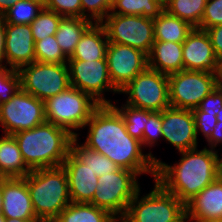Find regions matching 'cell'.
Wrapping results in <instances>:
<instances>
[{"mask_svg":"<svg viewBox=\"0 0 222 222\" xmlns=\"http://www.w3.org/2000/svg\"><path fill=\"white\" fill-rule=\"evenodd\" d=\"M192 112L195 119L197 137L201 132L205 140H207L217 125L216 114L202 112L199 108L193 109Z\"/></svg>","mask_w":222,"mask_h":222,"instance_id":"f35d334b","label":"cell"},{"mask_svg":"<svg viewBox=\"0 0 222 222\" xmlns=\"http://www.w3.org/2000/svg\"><path fill=\"white\" fill-rule=\"evenodd\" d=\"M5 222H41V221L38 219L6 218Z\"/></svg>","mask_w":222,"mask_h":222,"instance_id":"f6af8a7d","label":"cell"},{"mask_svg":"<svg viewBox=\"0 0 222 222\" xmlns=\"http://www.w3.org/2000/svg\"><path fill=\"white\" fill-rule=\"evenodd\" d=\"M205 31L210 37L214 54L219 60L222 59V24L210 27Z\"/></svg>","mask_w":222,"mask_h":222,"instance_id":"60d3db41","label":"cell"},{"mask_svg":"<svg viewBox=\"0 0 222 222\" xmlns=\"http://www.w3.org/2000/svg\"><path fill=\"white\" fill-rule=\"evenodd\" d=\"M128 95L125 104L153 112L170 107L168 75L147 67L119 91Z\"/></svg>","mask_w":222,"mask_h":222,"instance_id":"30bf717a","label":"cell"},{"mask_svg":"<svg viewBox=\"0 0 222 222\" xmlns=\"http://www.w3.org/2000/svg\"><path fill=\"white\" fill-rule=\"evenodd\" d=\"M82 18L93 23H101L111 12L112 4L109 0H81Z\"/></svg>","mask_w":222,"mask_h":222,"instance_id":"e575fe53","label":"cell"},{"mask_svg":"<svg viewBox=\"0 0 222 222\" xmlns=\"http://www.w3.org/2000/svg\"><path fill=\"white\" fill-rule=\"evenodd\" d=\"M3 208V195H2V178H0V213Z\"/></svg>","mask_w":222,"mask_h":222,"instance_id":"7dc6e473","label":"cell"},{"mask_svg":"<svg viewBox=\"0 0 222 222\" xmlns=\"http://www.w3.org/2000/svg\"><path fill=\"white\" fill-rule=\"evenodd\" d=\"M67 64L71 87L88 94L100 105L113 104L104 97L105 92L119 94L111 82L106 57L94 61L68 60Z\"/></svg>","mask_w":222,"mask_h":222,"instance_id":"4fadbf2b","label":"cell"},{"mask_svg":"<svg viewBox=\"0 0 222 222\" xmlns=\"http://www.w3.org/2000/svg\"><path fill=\"white\" fill-rule=\"evenodd\" d=\"M164 11V0H117L110 13L155 19Z\"/></svg>","mask_w":222,"mask_h":222,"instance_id":"f1b7e54d","label":"cell"},{"mask_svg":"<svg viewBox=\"0 0 222 222\" xmlns=\"http://www.w3.org/2000/svg\"><path fill=\"white\" fill-rule=\"evenodd\" d=\"M5 27L6 22L3 16H0V67L4 66V51H5Z\"/></svg>","mask_w":222,"mask_h":222,"instance_id":"7bdbcfd3","label":"cell"},{"mask_svg":"<svg viewBox=\"0 0 222 222\" xmlns=\"http://www.w3.org/2000/svg\"><path fill=\"white\" fill-rule=\"evenodd\" d=\"M26 183L35 215L41 222H53L71 203L63 166L32 170L26 176Z\"/></svg>","mask_w":222,"mask_h":222,"instance_id":"277c9868","label":"cell"},{"mask_svg":"<svg viewBox=\"0 0 222 222\" xmlns=\"http://www.w3.org/2000/svg\"><path fill=\"white\" fill-rule=\"evenodd\" d=\"M114 218L91 203L71 202L53 222H111Z\"/></svg>","mask_w":222,"mask_h":222,"instance_id":"484cf974","label":"cell"},{"mask_svg":"<svg viewBox=\"0 0 222 222\" xmlns=\"http://www.w3.org/2000/svg\"><path fill=\"white\" fill-rule=\"evenodd\" d=\"M154 188L141 196V189L129 203L125 222H188L185 205L156 180Z\"/></svg>","mask_w":222,"mask_h":222,"instance_id":"8992f818","label":"cell"},{"mask_svg":"<svg viewBox=\"0 0 222 222\" xmlns=\"http://www.w3.org/2000/svg\"><path fill=\"white\" fill-rule=\"evenodd\" d=\"M92 23L87 18L63 17L61 19L55 37L68 58L74 53L81 36Z\"/></svg>","mask_w":222,"mask_h":222,"instance_id":"d4e9b609","label":"cell"},{"mask_svg":"<svg viewBox=\"0 0 222 222\" xmlns=\"http://www.w3.org/2000/svg\"><path fill=\"white\" fill-rule=\"evenodd\" d=\"M207 0H164V10L198 28Z\"/></svg>","mask_w":222,"mask_h":222,"instance_id":"83f0119b","label":"cell"},{"mask_svg":"<svg viewBox=\"0 0 222 222\" xmlns=\"http://www.w3.org/2000/svg\"><path fill=\"white\" fill-rule=\"evenodd\" d=\"M189 222H222V218L219 219H200V220H188Z\"/></svg>","mask_w":222,"mask_h":222,"instance_id":"bcb514c9","label":"cell"},{"mask_svg":"<svg viewBox=\"0 0 222 222\" xmlns=\"http://www.w3.org/2000/svg\"><path fill=\"white\" fill-rule=\"evenodd\" d=\"M169 102L174 108L193 110L221 84L218 72L188 71L168 75Z\"/></svg>","mask_w":222,"mask_h":222,"instance_id":"ba28073f","label":"cell"},{"mask_svg":"<svg viewBox=\"0 0 222 222\" xmlns=\"http://www.w3.org/2000/svg\"><path fill=\"white\" fill-rule=\"evenodd\" d=\"M88 127L87 148L108 157L119 168L136 172L138 175L151 174L155 180L156 166L160 159L149 153H143L142 143L131 137L123 117L112 105H100L89 118L84 128Z\"/></svg>","mask_w":222,"mask_h":222,"instance_id":"6da1fadb","label":"cell"},{"mask_svg":"<svg viewBox=\"0 0 222 222\" xmlns=\"http://www.w3.org/2000/svg\"><path fill=\"white\" fill-rule=\"evenodd\" d=\"M43 8L44 6L37 1L19 0L3 14V18L9 24L30 25Z\"/></svg>","mask_w":222,"mask_h":222,"instance_id":"4dcf8cb0","label":"cell"},{"mask_svg":"<svg viewBox=\"0 0 222 222\" xmlns=\"http://www.w3.org/2000/svg\"><path fill=\"white\" fill-rule=\"evenodd\" d=\"M217 122H222V108L220 109V111L217 113Z\"/></svg>","mask_w":222,"mask_h":222,"instance_id":"681fc988","label":"cell"},{"mask_svg":"<svg viewBox=\"0 0 222 222\" xmlns=\"http://www.w3.org/2000/svg\"><path fill=\"white\" fill-rule=\"evenodd\" d=\"M112 106L123 117L128 134L139 140L143 146V131L145 123L154 112L135 108L127 104H122L120 108L117 105L115 106V104H112Z\"/></svg>","mask_w":222,"mask_h":222,"instance_id":"f546056e","label":"cell"},{"mask_svg":"<svg viewBox=\"0 0 222 222\" xmlns=\"http://www.w3.org/2000/svg\"><path fill=\"white\" fill-rule=\"evenodd\" d=\"M18 1L19 0H0V16H3V14Z\"/></svg>","mask_w":222,"mask_h":222,"instance_id":"ee69618b","label":"cell"},{"mask_svg":"<svg viewBox=\"0 0 222 222\" xmlns=\"http://www.w3.org/2000/svg\"><path fill=\"white\" fill-rule=\"evenodd\" d=\"M21 88L18 70L0 67V105L7 102Z\"/></svg>","mask_w":222,"mask_h":222,"instance_id":"836d02e7","label":"cell"},{"mask_svg":"<svg viewBox=\"0 0 222 222\" xmlns=\"http://www.w3.org/2000/svg\"><path fill=\"white\" fill-rule=\"evenodd\" d=\"M162 139L178 152L197 148L198 138L192 110L168 107L162 111Z\"/></svg>","mask_w":222,"mask_h":222,"instance_id":"9a60e30c","label":"cell"},{"mask_svg":"<svg viewBox=\"0 0 222 222\" xmlns=\"http://www.w3.org/2000/svg\"><path fill=\"white\" fill-rule=\"evenodd\" d=\"M62 18L60 14L44 7L30 24L34 42L55 35Z\"/></svg>","mask_w":222,"mask_h":222,"instance_id":"1f68e13d","label":"cell"},{"mask_svg":"<svg viewBox=\"0 0 222 222\" xmlns=\"http://www.w3.org/2000/svg\"><path fill=\"white\" fill-rule=\"evenodd\" d=\"M206 147L179 152L182 156L174 165L161 161L156 166L155 180L184 205L219 177L220 156Z\"/></svg>","mask_w":222,"mask_h":222,"instance_id":"7a4b0ae2","label":"cell"},{"mask_svg":"<svg viewBox=\"0 0 222 222\" xmlns=\"http://www.w3.org/2000/svg\"><path fill=\"white\" fill-rule=\"evenodd\" d=\"M62 166L68 177L71 202L91 203L98 187L97 175L71 152H69Z\"/></svg>","mask_w":222,"mask_h":222,"instance_id":"d6986e66","label":"cell"},{"mask_svg":"<svg viewBox=\"0 0 222 222\" xmlns=\"http://www.w3.org/2000/svg\"><path fill=\"white\" fill-rule=\"evenodd\" d=\"M44 7L62 17L82 18L81 0H47Z\"/></svg>","mask_w":222,"mask_h":222,"instance_id":"8d00e7d4","label":"cell"},{"mask_svg":"<svg viewBox=\"0 0 222 222\" xmlns=\"http://www.w3.org/2000/svg\"><path fill=\"white\" fill-rule=\"evenodd\" d=\"M32 1H37L41 3L43 6H45V4L47 3V0H32Z\"/></svg>","mask_w":222,"mask_h":222,"instance_id":"f5cc1de1","label":"cell"},{"mask_svg":"<svg viewBox=\"0 0 222 222\" xmlns=\"http://www.w3.org/2000/svg\"><path fill=\"white\" fill-rule=\"evenodd\" d=\"M108 42L103 25L92 23L81 36L74 53L68 60L94 61L104 59Z\"/></svg>","mask_w":222,"mask_h":222,"instance_id":"7402d4cb","label":"cell"},{"mask_svg":"<svg viewBox=\"0 0 222 222\" xmlns=\"http://www.w3.org/2000/svg\"><path fill=\"white\" fill-rule=\"evenodd\" d=\"M79 137H74L70 146V152L83 164L93 171L97 177L103 174L115 172L119 167L108 157L93 151L78 141Z\"/></svg>","mask_w":222,"mask_h":222,"instance_id":"4316f807","label":"cell"},{"mask_svg":"<svg viewBox=\"0 0 222 222\" xmlns=\"http://www.w3.org/2000/svg\"><path fill=\"white\" fill-rule=\"evenodd\" d=\"M182 43L155 41L148 55V67L170 75L183 70Z\"/></svg>","mask_w":222,"mask_h":222,"instance_id":"44dd1931","label":"cell"},{"mask_svg":"<svg viewBox=\"0 0 222 222\" xmlns=\"http://www.w3.org/2000/svg\"><path fill=\"white\" fill-rule=\"evenodd\" d=\"M111 222H125L123 217H115Z\"/></svg>","mask_w":222,"mask_h":222,"instance_id":"816d5d0a","label":"cell"},{"mask_svg":"<svg viewBox=\"0 0 222 222\" xmlns=\"http://www.w3.org/2000/svg\"><path fill=\"white\" fill-rule=\"evenodd\" d=\"M35 61L42 63H68V57L57 43L55 35L35 42Z\"/></svg>","mask_w":222,"mask_h":222,"instance_id":"d6a6232c","label":"cell"},{"mask_svg":"<svg viewBox=\"0 0 222 222\" xmlns=\"http://www.w3.org/2000/svg\"><path fill=\"white\" fill-rule=\"evenodd\" d=\"M182 45L183 70L218 72L219 59L205 30L193 28Z\"/></svg>","mask_w":222,"mask_h":222,"instance_id":"e0dca14e","label":"cell"},{"mask_svg":"<svg viewBox=\"0 0 222 222\" xmlns=\"http://www.w3.org/2000/svg\"><path fill=\"white\" fill-rule=\"evenodd\" d=\"M31 171L14 136L3 134L0 137V178L26 177Z\"/></svg>","mask_w":222,"mask_h":222,"instance_id":"603a6c76","label":"cell"},{"mask_svg":"<svg viewBox=\"0 0 222 222\" xmlns=\"http://www.w3.org/2000/svg\"><path fill=\"white\" fill-rule=\"evenodd\" d=\"M188 220L222 218V178L217 177L186 205Z\"/></svg>","mask_w":222,"mask_h":222,"instance_id":"ffe728a7","label":"cell"},{"mask_svg":"<svg viewBox=\"0 0 222 222\" xmlns=\"http://www.w3.org/2000/svg\"><path fill=\"white\" fill-rule=\"evenodd\" d=\"M208 146L212 150L215 149L219 144L222 145V122H217V125L214 127L210 137L206 140Z\"/></svg>","mask_w":222,"mask_h":222,"instance_id":"b9f144b4","label":"cell"},{"mask_svg":"<svg viewBox=\"0 0 222 222\" xmlns=\"http://www.w3.org/2000/svg\"><path fill=\"white\" fill-rule=\"evenodd\" d=\"M13 136L31 170L62 166L74 138L67 130L47 121Z\"/></svg>","mask_w":222,"mask_h":222,"instance_id":"3957f363","label":"cell"},{"mask_svg":"<svg viewBox=\"0 0 222 222\" xmlns=\"http://www.w3.org/2000/svg\"><path fill=\"white\" fill-rule=\"evenodd\" d=\"M4 45V67L19 70L35 62V42L30 25L6 23Z\"/></svg>","mask_w":222,"mask_h":222,"instance_id":"2e32d148","label":"cell"},{"mask_svg":"<svg viewBox=\"0 0 222 222\" xmlns=\"http://www.w3.org/2000/svg\"><path fill=\"white\" fill-rule=\"evenodd\" d=\"M101 24L109 42L128 45L150 54L155 42L152 18L109 13Z\"/></svg>","mask_w":222,"mask_h":222,"instance_id":"8fae6325","label":"cell"},{"mask_svg":"<svg viewBox=\"0 0 222 222\" xmlns=\"http://www.w3.org/2000/svg\"><path fill=\"white\" fill-rule=\"evenodd\" d=\"M46 122L44 101L21 88L0 105V125L3 134H15Z\"/></svg>","mask_w":222,"mask_h":222,"instance_id":"7c38bea8","label":"cell"},{"mask_svg":"<svg viewBox=\"0 0 222 222\" xmlns=\"http://www.w3.org/2000/svg\"><path fill=\"white\" fill-rule=\"evenodd\" d=\"M153 21L155 41L183 43L194 28L186 21L170 15L165 10Z\"/></svg>","mask_w":222,"mask_h":222,"instance_id":"cb8c5ba5","label":"cell"},{"mask_svg":"<svg viewBox=\"0 0 222 222\" xmlns=\"http://www.w3.org/2000/svg\"><path fill=\"white\" fill-rule=\"evenodd\" d=\"M137 176L136 172L123 168L99 176L91 204L108 211L114 217H123L140 189Z\"/></svg>","mask_w":222,"mask_h":222,"instance_id":"52a82bcc","label":"cell"},{"mask_svg":"<svg viewBox=\"0 0 222 222\" xmlns=\"http://www.w3.org/2000/svg\"><path fill=\"white\" fill-rule=\"evenodd\" d=\"M219 176L222 178V156L219 158Z\"/></svg>","mask_w":222,"mask_h":222,"instance_id":"f907efd6","label":"cell"},{"mask_svg":"<svg viewBox=\"0 0 222 222\" xmlns=\"http://www.w3.org/2000/svg\"><path fill=\"white\" fill-rule=\"evenodd\" d=\"M3 208L5 218L37 219L26 177L2 178Z\"/></svg>","mask_w":222,"mask_h":222,"instance_id":"ac0fdd59","label":"cell"},{"mask_svg":"<svg viewBox=\"0 0 222 222\" xmlns=\"http://www.w3.org/2000/svg\"><path fill=\"white\" fill-rule=\"evenodd\" d=\"M198 108L205 113L216 114L222 108V83L209 95L205 96Z\"/></svg>","mask_w":222,"mask_h":222,"instance_id":"ab89813d","label":"cell"},{"mask_svg":"<svg viewBox=\"0 0 222 222\" xmlns=\"http://www.w3.org/2000/svg\"><path fill=\"white\" fill-rule=\"evenodd\" d=\"M6 218L0 213V222H5Z\"/></svg>","mask_w":222,"mask_h":222,"instance_id":"db71d44e","label":"cell"},{"mask_svg":"<svg viewBox=\"0 0 222 222\" xmlns=\"http://www.w3.org/2000/svg\"><path fill=\"white\" fill-rule=\"evenodd\" d=\"M115 1H117V0H109V2H110L111 4H113Z\"/></svg>","mask_w":222,"mask_h":222,"instance_id":"11a10c76","label":"cell"},{"mask_svg":"<svg viewBox=\"0 0 222 222\" xmlns=\"http://www.w3.org/2000/svg\"><path fill=\"white\" fill-rule=\"evenodd\" d=\"M222 24V0H207L199 29L206 30Z\"/></svg>","mask_w":222,"mask_h":222,"instance_id":"74e56055","label":"cell"},{"mask_svg":"<svg viewBox=\"0 0 222 222\" xmlns=\"http://www.w3.org/2000/svg\"><path fill=\"white\" fill-rule=\"evenodd\" d=\"M21 89L39 100L56 96L70 85L67 63L32 62L19 70Z\"/></svg>","mask_w":222,"mask_h":222,"instance_id":"9c48e42d","label":"cell"},{"mask_svg":"<svg viewBox=\"0 0 222 222\" xmlns=\"http://www.w3.org/2000/svg\"><path fill=\"white\" fill-rule=\"evenodd\" d=\"M99 106L91 96L71 86L44 101L46 121L67 130L74 137L79 136L75 131L84 129Z\"/></svg>","mask_w":222,"mask_h":222,"instance_id":"5b68a950","label":"cell"},{"mask_svg":"<svg viewBox=\"0 0 222 222\" xmlns=\"http://www.w3.org/2000/svg\"><path fill=\"white\" fill-rule=\"evenodd\" d=\"M162 111L154 112L146 121L143 131V148L154 147L162 137Z\"/></svg>","mask_w":222,"mask_h":222,"instance_id":"d590c367","label":"cell"},{"mask_svg":"<svg viewBox=\"0 0 222 222\" xmlns=\"http://www.w3.org/2000/svg\"><path fill=\"white\" fill-rule=\"evenodd\" d=\"M106 60L111 82L118 91L148 67L147 54L113 42H108Z\"/></svg>","mask_w":222,"mask_h":222,"instance_id":"5bb4252c","label":"cell"},{"mask_svg":"<svg viewBox=\"0 0 222 222\" xmlns=\"http://www.w3.org/2000/svg\"><path fill=\"white\" fill-rule=\"evenodd\" d=\"M218 74H219L220 83H222V59L219 60V70H218Z\"/></svg>","mask_w":222,"mask_h":222,"instance_id":"c3c4849f","label":"cell"}]
</instances>
